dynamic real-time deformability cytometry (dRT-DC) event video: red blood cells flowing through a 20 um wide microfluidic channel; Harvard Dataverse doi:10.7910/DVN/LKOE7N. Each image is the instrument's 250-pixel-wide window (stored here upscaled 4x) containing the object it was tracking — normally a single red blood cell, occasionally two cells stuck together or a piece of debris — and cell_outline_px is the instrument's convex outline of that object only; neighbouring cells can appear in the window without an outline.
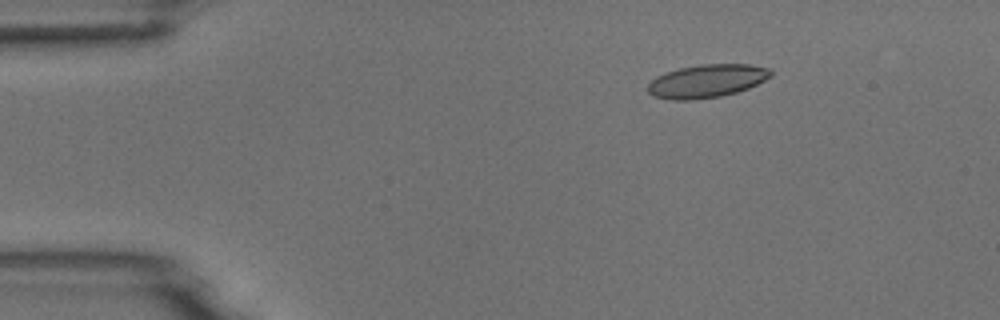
{"species": "common noctule bat (a hibernating species)", "species_latin": "Nyctalus noctula", "temperature_condition": "room temperature", "stored_images_in_passage": 5, "camera_frame_rate_fps": 3000, "um_per_image_px": 0.085, "animal": {"sex": "male", "body_mass_g": 18.8}, "frame": {"image": 1, "passage_image": 3, "time_ms": 0.667, "image_size_px": [1000, 320], "cell_outline_px": [[772, 76], [748, 88], [736, 92], [720, 96], [692, 100], [672, 100], [652, 96], [648, 92], [648, 84], [656, 76], [680, 68], [700, 64], [748, 64], [768, 68], [772, 72]], "centroid_in_image_um": [60.06, 6.89], "position_along_channel_um": 24.9, "area_um2": 23.64}}
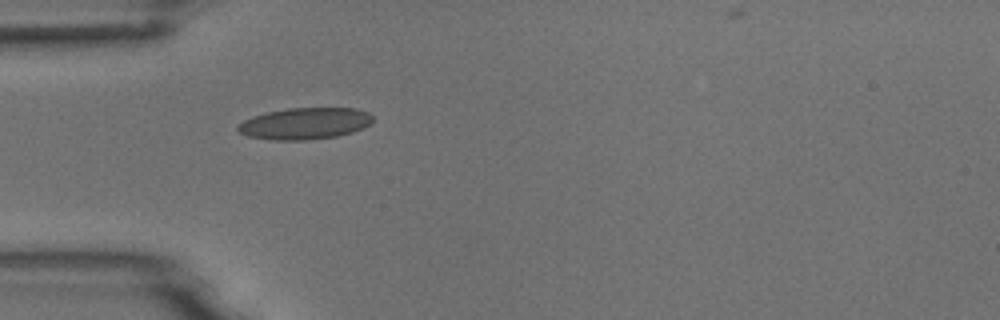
{"frame": {"image": 2, "passage_image": 5, "time_ms": 1.333, "image_size_px": [1000, 320], "cell_outline_px": [[372, 124], [364, 128], [352, 132], [336, 136], [304, 140], [272, 140], [248, 136], [240, 132], [236, 128], [236, 124], [252, 116], [268, 112], [288, 108], [356, 108], [368, 112], [372, 116]], "centroid_in_image_um": [25.91, 10.49], "position_along_channel_um": 59.1, "area_um2": 24.91}}